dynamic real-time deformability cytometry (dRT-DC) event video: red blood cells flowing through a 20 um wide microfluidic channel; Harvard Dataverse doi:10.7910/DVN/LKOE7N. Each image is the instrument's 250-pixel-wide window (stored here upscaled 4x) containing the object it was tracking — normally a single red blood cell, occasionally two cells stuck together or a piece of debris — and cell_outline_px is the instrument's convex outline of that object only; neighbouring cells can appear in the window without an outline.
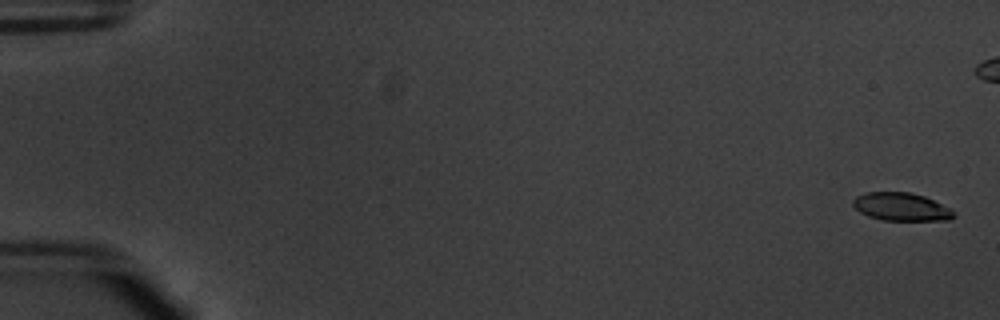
{"species": "common noctule bat (a hibernating species)", "species_latin": "Nyctalus noctula", "temperature_condition": "warm", "stored_images_in_passage": 57, "camera_frame_rate_fps": 3000, "um_per_image_px": 0.085, "animal": {"sex": "male", "body_mass_g": 20.1, "forearm_length_mm": 53.5}, "frame": {"image": 1, "passage_image": 2, "time_ms": 0.333, "image_size_px": [1000, 320], "cell_outline_px": [[956, 216], [948, 220], [880, 220], [868, 216], [860, 212], [852, 204], [852, 200], [856, 196], [864, 192], [908, 192], [924, 196], [948, 208]], "centroid_in_image_um": [76.54, 17.58], "position_along_channel_um": 8.5, "area_um2": 16.3}}
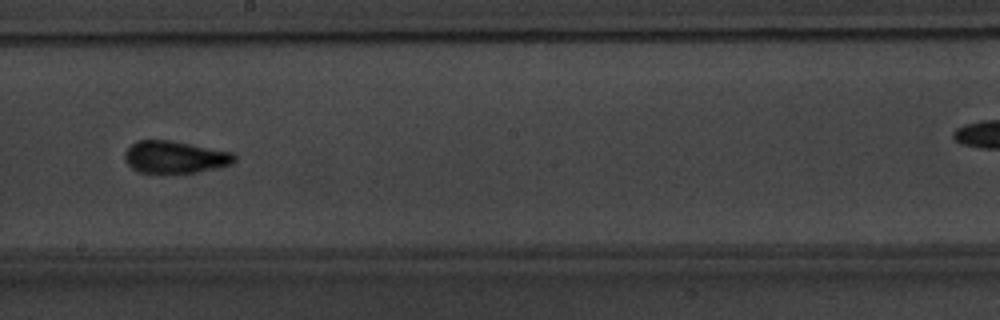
{"frame": {"image": 2, "passage_image": 33, "time_ms": 10.667, "image_size_px": [1000, 320], "cell_outline_px": [[236, 160], [232, 164], [196, 172], [144, 172], [128, 164], [124, 156], [124, 152], [132, 144], [140, 140], [172, 140], [232, 152], [236, 156]], "centroid_in_image_um": [14.91, 13.32], "position_along_channel_um": 233.3, "area_um2": 20.17}}
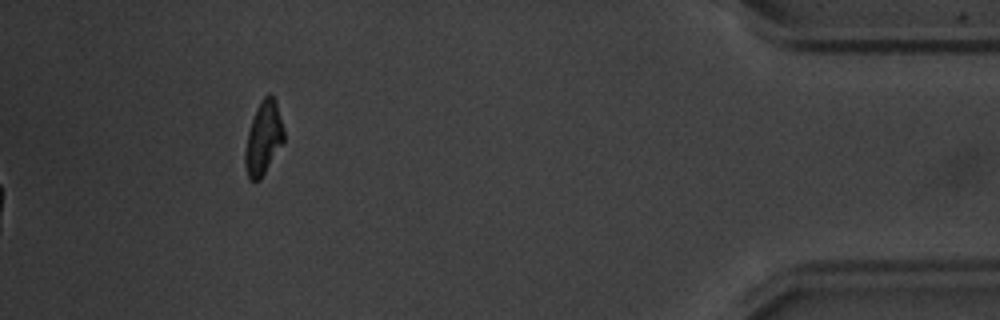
{"frame": {"image": 3, "passage_image": 57, "time_ms": 18.667, "image_size_px": [1000, 320], "cell_outline_px": [[284, 140], [260, 180], [252, 180], [248, 176], [244, 164], [244, 152], [248, 132], [256, 108], [260, 100], [268, 92], [276, 100], [284, 132]], "centroid_in_image_um": [22.38, 11.71], "position_along_channel_um": 412.8, "area_um2": 16.36}, "authors_computed_cell_mechanics": {"area_um2": 18.8428, "velocity_mm_per_s": 3.7838, "shape_relaxation_time_tau1_ms": 2.9947, "shape_relaxation_time_tau2_ms": 1.4887, "deformation_change_tau1": 0.1591, "deformation_change_tau2": 0.0822}}